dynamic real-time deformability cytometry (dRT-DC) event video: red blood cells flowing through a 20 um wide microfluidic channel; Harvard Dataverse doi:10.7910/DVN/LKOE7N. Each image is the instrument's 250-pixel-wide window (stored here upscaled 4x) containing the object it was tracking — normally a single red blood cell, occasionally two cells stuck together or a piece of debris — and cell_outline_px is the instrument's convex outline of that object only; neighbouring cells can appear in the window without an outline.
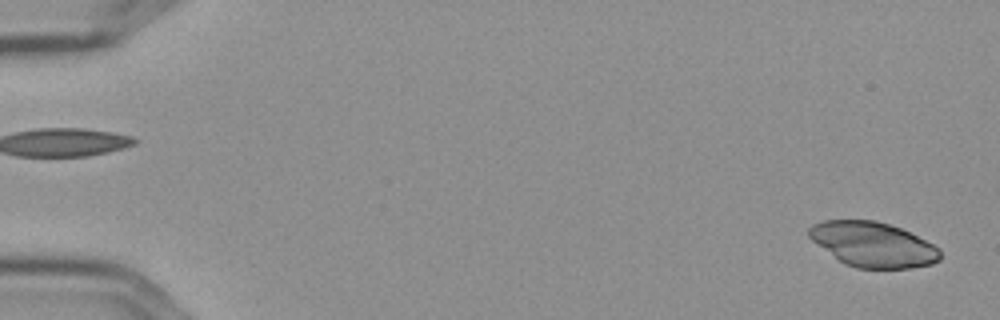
{"species": "Egyptian fruit bat (a non-hibernating species)", "species_latin": "Rousettus aegyptiacus", "temperature_condition": "cold", "stored_images_in_passage": 11, "camera_frame_rate_fps": 3000, "um_per_image_px": 0.085, "frame": {"image": 1, "passage_image": 2, "time_ms": 0.333, "image_size_px": [1000, 320], "cell_outline_px": [[940, 260], [932, 264], [908, 268], [856, 268], [844, 264], [812, 240], [808, 236], [808, 228], [812, 224], [824, 220], [876, 220], [900, 228], [940, 248]], "centroid_in_image_um": [74.18, 20.78], "position_along_channel_um": 10.8, "area_um2": 34.1}}